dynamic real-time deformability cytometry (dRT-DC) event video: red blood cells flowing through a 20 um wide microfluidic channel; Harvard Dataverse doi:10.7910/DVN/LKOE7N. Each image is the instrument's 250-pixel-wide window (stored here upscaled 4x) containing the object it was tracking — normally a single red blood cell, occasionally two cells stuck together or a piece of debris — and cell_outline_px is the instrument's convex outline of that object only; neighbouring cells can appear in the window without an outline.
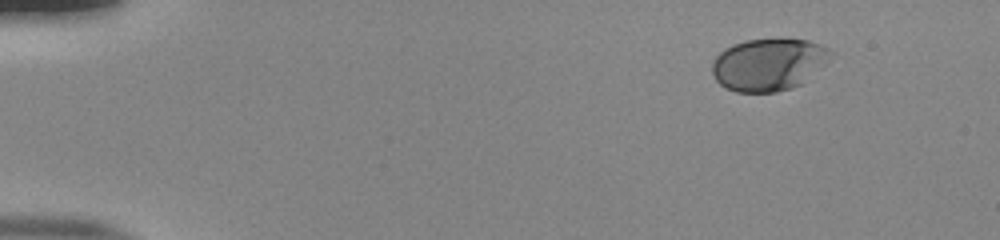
{"species": "human", "species_latin": "Homo sapiens", "temperature_condition": "room temperature", "stored_images_in_passage": 48, "camera_frame_rate_fps": 3000, "um_per_image_px": 0.085, "donor": {"sex": "male"}, "frame": {"image": 1, "passage_image": 1, "time_ms": 0.0, "image_size_px": [1000, 240], "cell_outline_px": [[828, 52], [800, 84], [792, 88], [776, 92], [736, 92], [724, 88], [716, 80], [712, 72], [712, 64], [716, 56], [720, 52], [732, 44], [748, 40], [808, 40], [820, 44], [828, 48]], "centroid_in_image_um": [65.16, 5.5], "position_along_channel_um": 19.8, "area_um2": 34.62}}
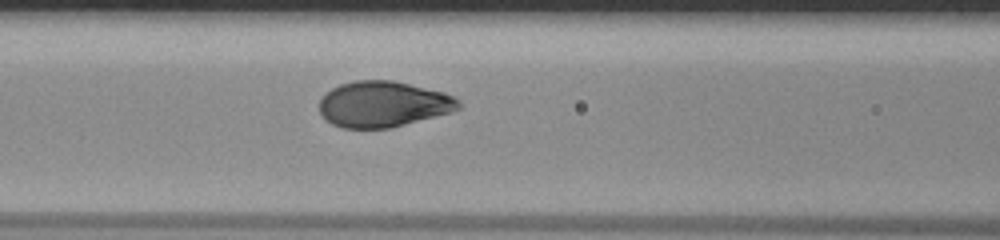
{"frame": {"image": 2, "passage_image": 19, "time_ms": 6.0, "image_size_px": [1000, 240], "cell_outline_px": [[460, 108], [452, 112], [392, 128], [340, 128], [332, 124], [320, 112], [320, 100], [332, 88], [340, 84], [356, 80], [392, 80], [444, 92], [452, 96], [460, 104]], "centroid_in_image_um": [32.58, 8.86], "position_along_channel_um": 134.0, "area_um2": 37.05}}
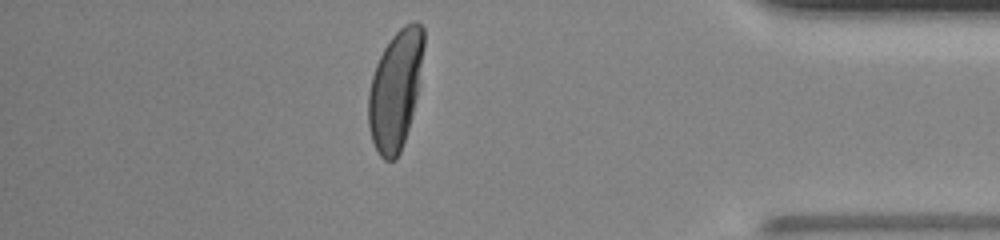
{"frame": {"image": 3, "passage_image": 42, "time_ms": 13.667, "image_size_px": [1000, 240], "cell_outline_px": [[424, 44], [416, 96], [412, 116], [400, 152], [396, 160], [384, 160], [380, 156], [372, 140], [368, 124], [368, 92], [372, 76], [376, 64], [384, 48], [392, 36], [404, 24], [412, 20], [416, 20], [424, 28]], "centroid_in_image_um": [33.6, 7.61], "position_along_channel_um": 401.6, "area_um2": 38.09}, "authors_computed_cell_mechanics": {"area_um2": 38.0902, "velocity_mm_per_s": 3.8847, "shape_relaxation_time_tau1_ms": 3.0485, "shape_relaxation_time_tau2_ms": null, "deformation_change_tau1": 0.1741, "deformation_change_tau2": null}}